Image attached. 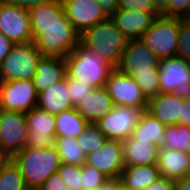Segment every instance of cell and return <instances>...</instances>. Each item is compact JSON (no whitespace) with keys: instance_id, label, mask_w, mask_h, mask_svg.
<instances>
[{"instance_id":"obj_1","label":"cell","mask_w":190,"mask_h":190,"mask_svg":"<svg viewBox=\"0 0 190 190\" xmlns=\"http://www.w3.org/2000/svg\"><path fill=\"white\" fill-rule=\"evenodd\" d=\"M131 40L115 25L111 17L99 22L80 34L79 44L101 56L112 67L117 68L123 50Z\"/></svg>"},{"instance_id":"obj_2","label":"cell","mask_w":190,"mask_h":190,"mask_svg":"<svg viewBox=\"0 0 190 190\" xmlns=\"http://www.w3.org/2000/svg\"><path fill=\"white\" fill-rule=\"evenodd\" d=\"M11 159L19 167L29 190H39L52 174L57 173L62 163L56 147L40 149L26 146Z\"/></svg>"},{"instance_id":"obj_3","label":"cell","mask_w":190,"mask_h":190,"mask_svg":"<svg viewBox=\"0 0 190 190\" xmlns=\"http://www.w3.org/2000/svg\"><path fill=\"white\" fill-rule=\"evenodd\" d=\"M65 59L67 77L94 88L105 86L110 73L115 69L101 56L80 44Z\"/></svg>"},{"instance_id":"obj_4","label":"cell","mask_w":190,"mask_h":190,"mask_svg":"<svg viewBox=\"0 0 190 190\" xmlns=\"http://www.w3.org/2000/svg\"><path fill=\"white\" fill-rule=\"evenodd\" d=\"M33 42L44 56L67 57L79 45L80 34L72 24L31 26Z\"/></svg>"},{"instance_id":"obj_5","label":"cell","mask_w":190,"mask_h":190,"mask_svg":"<svg viewBox=\"0 0 190 190\" xmlns=\"http://www.w3.org/2000/svg\"><path fill=\"white\" fill-rule=\"evenodd\" d=\"M43 56L33 41L14 44L0 63V82L31 80Z\"/></svg>"},{"instance_id":"obj_6","label":"cell","mask_w":190,"mask_h":190,"mask_svg":"<svg viewBox=\"0 0 190 190\" xmlns=\"http://www.w3.org/2000/svg\"><path fill=\"white\" fill-rule=\"evenodd\" d=\"M180 18L158 15L151 27L141 36L143 42L157 57L177 56Z\"/></svg>"},{"instance_id":"obj_7","label":"cell","mask_w":190,"mask_h":190,"mask_svg":"<svg viewBox=\"0 0 190 190\" xmlns=\"http://www.w3.org/2000/svg\"><path fill=\"white\" fill-rule=\"evenodd\" d=\"M25 113L0 109V152L11 159L27 145Z\"/></svg>"},{"instance_id":"obj_8","label":"cell","mask_w":190,"mask_h":190,"mask_svg":"<svg viewBox=\"0 0 190 190\" xmlns=\"http://www.w3.org/2000/svg\"><path fill=\"white\" fill-rule=\"evenodd\" d=\"M147 109L114 105L113 109L95 124L107 139L123 141L130 137Z\"/></svg>"},{"instance_id":"obj_9","label":"cell","mask_w":190,"mask_h":190,"mask_svg":"<svg viewBox=\"0 0 190 190\" xmlns=\"http://www.w3.org/2000/svg\"><path fill=\"white\" fill-rule=\"evenodd\" d=\"M160 93L190 98V62L179 56L159 60Z\"/></svg>"},{"instance_id":"obj_10","label":"cell","mask_w":190,"mask_h":190,"mask_svg":"<svg viewBox=\"0 0 190 190\" xmlns=\"http://www.w3.org/2000/svg\"><path fill=\"white\" fill-rule=\"evenodd\" d=\"M0 32L14 44L33 41L29 9L0 3Z\"/></svg>"},{"instance_id":"obj_11","label":"cell","mask_w":190,"mask_h":190,"mask_svg":"<svg viewBox=\"0 0 190 190\" xmlns=\"http://www.w3.org/2000/svg\"><path fill=\"white\" fill-rule=\"evenodd\" d=\"M37 99L32 80L0 82V109L27 113L37 106Z\"/></svg>"},{"instance_id":"obj_12","label":"cell","mask_w":190,"mask_h":190,"mask_svg":"<svg viewBox=\"0 0 190 190\" xmlns=\"http://www.w3.org/2000/svg\"><path fill=\"white\" fill-rule=\"evenodd\" d=\"M105 87L114 105L148 108L149 100L143 95L134 79L117 68L110 73Z\"/></svg>"},{"instance_id":"obj_13","label":"cell","mask_w":190,"mask_h":190,"mask_svg":"<svg viewBox=\"0 0 190 190\" xmlns=\"http://www.w3.org/2000/svg\"><path fill=\"white\" fill-rule=\"evenodd\" d=\"M28 126L27 145L40 149L56 147L55 115L34 107L25 113Z\"/></svg>"},{"instance_id":"obj_14","label":"cell","mask_w":190,"mask_h":190,"mask_svg":"<svg viewBox=\"0 0 190 190\" xmlns=\"http://www.w3.org/2000/svg\"><path fill=\"white\" fill-rule=\"evenodd\" d=\"M85 164L95 167L108 179H119L125 167L122 141L107 139L87 155Z\"/></svg>"},{"instance_id":"obj_15","label":"cell","mask_w":190,"mask_h":190,"mask_svg":"<svg viewBox=\"0 0 190 190\" xmlns=\"http://www.w3.org/2000/svg\"><path fill=\"white\" fill-rule=\"evenodd\" d=\"M117 69L125 74L159 73V59L140 39L131 40Z\"/></svg>"},{"instance_id":"obj_16","label":"cell","mask_w":190,"mask_h":190,"mask_svg":"<svg viewBox=\"0 0 190 190\" xmlns=\"http://www.w3.org/2000/svg\"><path fill=\"white\" fill-rule=\"evenodd\" d=\"M61 2L66 17L79 34L108 18L96 0H61Z\"/></svg>"},{"instance_id":"obj_17","label":"cell","mask_w":190,"mask_h":190,"mask_svg":"<svg viewBox=\"0 0 190 190\" xmlns=\"http://www.w3.org/2000/svg\"><path fill=\"white\" fill-rule=\"evenodd\" d=\"M160 12L118 9L111 17L116 27L130 40L140 39Z\"/></svg>"},{"instance_id":"obj_18","label":"cell","mask_w":190,"mask_h":190,"mask_svg":"<svg viewBox=\"0 0 190 190\" xmlns=\"http://www.w3.org/2000/svg\"><path fill=\"white\" fill-rule=\"evenodd\" d=\"M67 77L66 59L63 57L43 56L31 79L38 94L49 90L54 84Z\"/></svg>"},{"instance_id":"obj_19","label":"cell","mask_w":190,"mask_h":190,"mask_svg":"<svg viewBox=\"0 0 190 190\" xmlns=\"http://www.w3.org/2000/svg\"><path fill=\"white\" fill-rule=\"evenodd\" d=\"M183 102L184 98L174 93H159L149 99L147 110L163 125H177L181 118Z\"/></svg>"},{"instance_id":"obj_20","label":"cell","mask_w":190,"mask_h":190,"mask_svg":"<svg viewBox=\"0 0 190 190\" xmlns=\"http://www.w3.org/2000/svg\"><path fill=\"white\" fill-rule=\"evenodd\" d=\"M113 106L107 88L102 86L94 88L75 109L89 124H95L111 111Z\"/></svg>"},{"instance_id":"obj_21","label":"cell","mask_w":190,"mask_h":190,"mask_svg":"<svg viewBox=\"0 0 190 190\" xmlns=\"http://www.w3.org/2000/svg\"><path fill=\"white\" fill-rule=\"evenodd\" d=\"M160 176L178 180L190 175V156L188 152L160 147L156 163Z\"/></svg>"},{"instance_id":"obj_22","label":"cell","mask_w":190,"mask_h":190,"mask_svg":"<svg viewBox=\"0 0 190 190\" xmlns=\"http://www.w3.org/2000/svg\"><path fill=\"white\" fill-rule=\"evenodd\" d=\"M37 107L53 115L73 108L69 92V78H64L49 90L38 94Z\"/></svg>"},{"instance_id":"obj_23","label":"cell","mask_w":190,"mask_h":190,"mask_svg":"<svg viewBox=\"0 0 190 190\" xmlns=\"http://www.w3.org/2000/svg\"><path fill=\"white\" fill-rule=\"evenodd\" d=\"M160 177L156 164L133 165L124 167L119 180L126 190H144Z\"/></svg>"},{"instance_id":"obj_24","label":"cell","mask_w":190,"mask_h":190,"mask_svg":"<svg viewBox=\"0 0 190 190\" xmlns=\"http://www.w3.org/2000/svg\"><path fill=\"white\" fill-rule=\"evenodd\" d=\"M125 166L156 164L160 146L128 137L122 141Z\"/></svg>"},{"instance_id":"obj_25","label":"cell","mask_w":190,"mask_h":190,"mask_svg":"<svg viewBox=\"0 0 190 190\" xmlns=\"http://www.w3.org/2000/svg\"><path fill=\"white\" fill-rule=\"evenodd\" d=\"M31 26L72 24L66 17L61 0L50 1L29 9Z\"/></svg>"},{"instance_id":"obj_26","label":"cell","mask_w":190,"mask_h":190,"mask_svg":"<svg viewBox=\"0 0 190 190\" xmlns=\"http://www.w3.org/2000/svg\"><path fill=\"white\" fill-rule=\"evenodd\" d=\"M166 126L163 125L153 114L145 110L141 120L131 132L130 138L136 141H144L157 144L161 147L164 139Z\"/></svg>"},{"instance_id":"obj_27","label":"cell","mask_w":190,"mask_h":190,"mask_svg":"<svg viewBox=\"0 0 190 190\" xmlns=\"http://www.w3.org/2000/svg\"><path fill=\"white\" fill-rule=\"evenodd\" d=\"M55 121L56 137L77 138L89 124L75 108L55 115Z\"/></svg>"},{"instance_id":"obj_28","label":"cell","mask_w":190,"mask_h":190,"mask_svg":"<svg viewBox=\"0 0 190 190\" xmlns=\"http://www.w3.org/2000/svg\"><path fill=\"white\" fill-rule=\"evenodd\" d=\"M56 148L62 163L82 166L86 162V154L80 147L77 138L56 137Z\"/></svg>"},{"instance_id":"obj_29","label":"cell","mask_w":190,"mask_h":190,"mask_svg":"<svg viewBox=\"0 0 190 190\" xmlns=\"http://www.w3.org/2000/svg\"><path fill=\"white\" fill-rule=\"evenodd\" d=\"M190 142V127L177 124L166 126L161 147L187 152Z\"/></svg>"},{"instance_id":"obj_30","label":"cell","mask_w":190,"mask_h":190,"mask_svg":"<svg viewBox=\"0 0 190 190\" xmlns=\"http://www.w3.org/2000/svg\"><path fill=\"white\" fill-rule=\"evenodd\" d=\"M0 190H29L19 167L10 158L0 165Z\"/></svg>"},{"instance_id":"obj_31","label":"cell","mask_w":190,"mask_h":190,"mask_svg":"<svg viewBox=\"0 0 190 190\" xmlns=\"http://www.w3.org/2000/svg\"><path fill=\"white\" fill-rule=\"evenodd\" d=\"M106 140L107 138L96 124H88L86 129L77 137V141L86 156L101 147Z\"/></svg>"},{"instance_id":"obj_32","label":"cell","mask_w":190,"mask_h":190,"mask_svg":"<svg viewBox=\"0 0 190 190\" xmlns=\"http://www.w3.org/2000/svg\"><path fill=\"white\" fill-rule=\"evenodd\" d=\"M130 75L143 95L149 100L160 93L159 73H138Z\"/></svg>"},{"instance_id":"obj_33","label":"cell","mask_w":190,"mask_h":190,"mask_svg":"<svg viewBox=\"0 0 190 190\" xmlns=\"http://www.w3.org/2000/svg\"><path fill=\"white\" fill-rule=\"evenodd\" d=\"M57 173L69 190H82V166L61 163Z\"/></svg>"},{"instance_id":"obj_34","label":"cell","mask_w":190,"mask_h":190,"mask_svg":"<svg viewBox=\"0 0 190 190\" xmlns=\"http://www.w3.org/2000/svg\"><path fill=\"white\" fill-rule=\"evenodd\" d=\"M82 190H97L108 180L100 171L90 165H82Z\"/></svg>"},{"instance_id":"obj_35","label":"cell","mask_w":190,"mask_h":190,"mask_svg":"<svg viewBox=\"0 0 190 190\" xmlns=\"http://www.w3.org/2000/svg\"><path fill=\"white\" fill-rule=\"evenodd\" d=\"M177 56L190 62V21L180 19Z\"/></svg>"},{"instance_id":"obj_36","label":"cell","mask_w":190,"mask_h":190,"mask_svg":"<svg viewBox=\"0 0 190 190\" xmlns=\"http://www.w3.org/2000/svg\"><path fill=\"white\" fill-rule=\"evenodd\" d=\"M93 89L94 87L88 84L69 79V92L73 108H76Z\"/></svg>"},{"instance_id":"obj_37","label":"cell","mask_w":190,"mask_h":190,"mask_svg":"<svg viewBox=\"0 0 190 190\" xmlns=\"http://www.w3.org/2000/svg\"><path fill=\"white\" fill-rule=\"evenodd\" d=\"M189 4L190 0H169L161 15L182 19L188 10Z\"/></svg>"},{"instance_id":"obj_38","label":"cell","mask_w":190,"mask_h":190,"mask_svg":"<svg viewBox=\"0 0 190 190\" xmlns=\"http://www.w3.org/2000/svg\"><path fill=\"white\" fill-rule=\"evenodd\" d=\"M118 9L159 12L152 0H118Z\"/></svg>"},{"instance_id":"obj_39","label":"cell","mask_w":190,"mask_h":190,"mask_svg":"<svg viewBox=\"0 0 190 190\" xmlns=\"http://www.w3.org/2000/svg\"><path fill=\"white\" fill-rule=\"evenodd\" d=\"M39 190H69L58 173L52 174Z\"/></svg>"},{"instance_id":"obj_40","label":"cell","mask_w":190,"mask_h":190,"mask_svg":"<svg viewBox=\"0 0 190 190\" xmlns=\"http://www.w3.org/2000/svg\"><path fill=\"white\" fill-rule=\"evenodd\" d=\"M144 190H176L175 180L160 177Z\"/></svg>"},{"instance_id":"obj_41","label":"cell","mask_w":190,"mask_h":190,"mask_svg":"<svg viewBox=\"0 0 190 190\" xmlns=\"http://www.w3.org/2000/svg\"><path fill=\"white\" fill-rule=\"evenodd\" d=\"M100 3L103 12L109 18L118 10V0H96Z\"/></svg>"},{"instance_id":"obj_42","label":"cell","mask_w":190,"mask_h":190,"mask_svg":"<svg viewBox=\"0 0 190 190\" xmlns=\"http://www.w3.org/2000/svg\"><path fill=\"white\" fill-rule=\"evenodd\" d=\"M179 124L190 127V98H184L183 105H181Z\"/></svg>"},{"instance_id":"obj_43","label":"cell","mask_w":190,"mask_h":190,"mask_svg":"<svg viewBox=\"0 0 190 190\" xmlns=\"http://www.w3.org/2000/svg\"><path fill=\"white\" fill-rule=\"evenodd\" d=\"M14 43L0 32V63L10 53Z\"/></svg>"},{"instance_id":"obj_44","label":"cell","mask_w":190,"mask_h":190,"mask_svg":"<svg viewBox=\"0 0 190 190\" xmlns=\"http://www.w3.org/2000/svg\"><path fill=\"white\" fill-rule=\"evenodd\" d=\"M6 2L10 4H14L26 9H30L34 6L40 5L42 3H47L50 1H56V0H5Z\"/></svg>"},{"instance_id":"obj_45","label":"cell","mask_w":190,"mask_h":190,"mask_svg":"<svg viewBox=\"0 0 190 190\" xmlns=\"http://www.w3.org/2000/svg\"><path fill=\"white\" fill-rule=\"evenodd\" d=\"M97 190H126L120 184L119 179H108Z\"/></svg>"},{"instance_id":"obj_46","label":"cell","mask_w":190,"mask_h":190,"mask_svg":"<svg viewBox=\"0 0 190 190\" xmlns=\"http://www.w3.org/2000/svg\"><path fill=\"white\" fill-rule=\"evenodd\" d=\"M176 190H190V175L175 181Z\"/></svg>"},{"instance_id":"obj_47","label":"cell","mask_w":190,"mask_h":190,"mask_svg":"<svg viewBox=\"0 0 190 190\" xmlns=\"http://www.w3.org/2000/svg\"><path fill=\"white\" fill-rule=\"evenodd\" d=\"M154 7L161 13L166 7L169 0H152Z\"/></svg>"},{"instance_id":"obj_48","label":"cell","mask_w":190,"mask_h":190,"mask_svg":"<svg viewBox=\"0 0 190 190\" xmlns=\"http://www.w3.org/2000/svg\"><path fill=\"white\" fill-rule=\"evenodd\" d=\"M182 19L185 21H190V4H189L188 10H187L185 16Z\"/></svg>"},{"instance_id":"obj_49","label":"cell","mask_w":190,"mask_h":190,"mask_svg":"<svg viewBox=\"0 0 190 190\" xmlns=\"http://www.w3.org/2000/svg\"><path fill=\"white\" fill-rule=\"evenodd\" d=\"M7 158L0 152V165L6 160Z\"/></svg>"},{"instance_id":"obj_50","label":"cell","mask_w":190,"mask_h":190,"mask_svg":"<svg viewBox=\"0 0 190 190\" xmlns=\"http://www.w3.org/2000/svg\"><path fill=\"white\" fill-rule=\"evenodd\" d=\"M188 154H189V156H190V142H189V148H188Z\"/></svg>"}]
</instances>
